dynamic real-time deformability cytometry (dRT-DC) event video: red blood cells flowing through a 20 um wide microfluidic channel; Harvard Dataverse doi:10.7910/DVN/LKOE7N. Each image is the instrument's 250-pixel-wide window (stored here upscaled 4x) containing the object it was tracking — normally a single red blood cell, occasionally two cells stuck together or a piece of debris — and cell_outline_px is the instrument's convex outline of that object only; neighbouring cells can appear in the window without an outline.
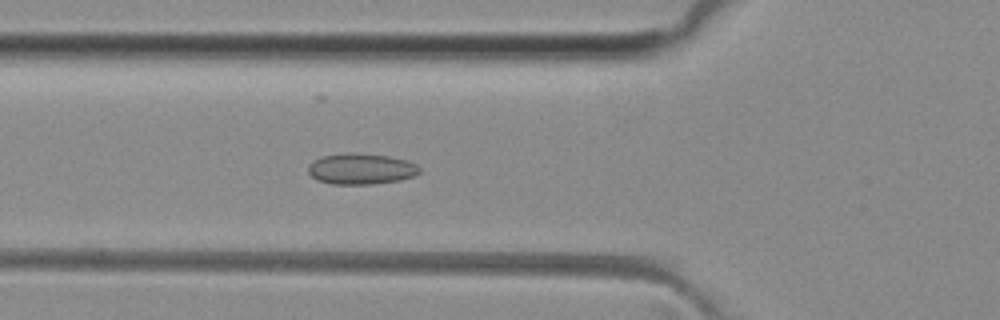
{"species": "common noctule bat (a hibernating species)", "species_latin": "Nyctalus noctula", "temperature_condition": "room temperature", "stored_images_in_passage": 36, "camera_frame_rate_fps": 3000, "um_per_image_px": 0.085, "animal": {"sex": "female", "body_mass_g": 29.2, "forearm_length_mm": 56.3}, "frame": {"image": 1, "passage_image": 4, "time_ms": 1.0, "image_size_px": [1000, 320], "cell_outline_px": [[420, 172], [412, 176], [400, 180], [372, 184], [332, 184], [316, 180], [308, 172], [308, 164], [312, 160], [320, 156], [344, 152], [352, 152], [388, 156], [408, 160], [416, 164], [420, 168]], "centroid_in_image_um": [30.65, 14.34], "position_along_channel_um": 95.2, "area_um2": 20.35}}
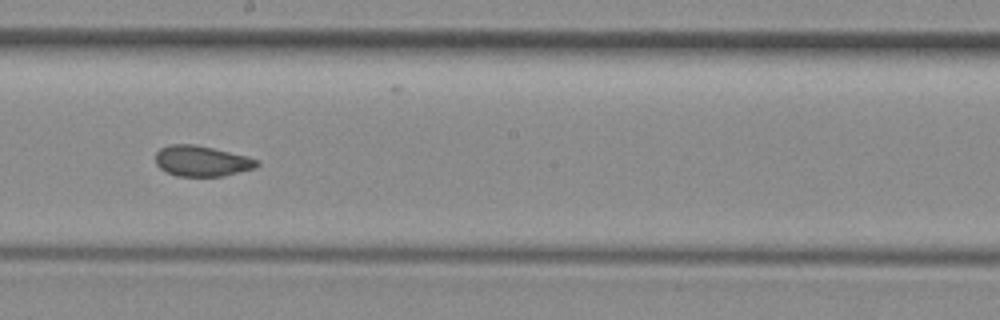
{"frame": {"image": 2, "passage_image": 14, "time_ms": 4.333, "image_size_px": [1000, 320], "cell_outline_px": [[260, 164], [256, 168], [224, 176], [176, 176], [160, 168], [156, 164], [156, 152], [160, 148], [172, 144], [192, 144], [212, 148], [248, 156], [260, 160]], "centroid_in_image_um": [17.18, 13.69], "position_along_channel_um": 231.0, "area_um2": 18.15}}
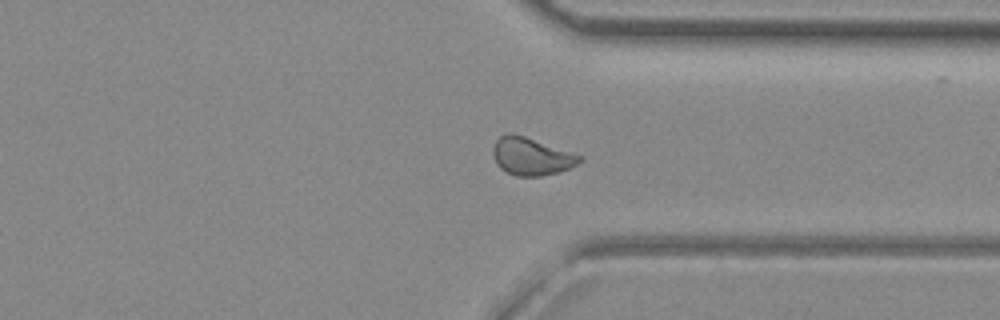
{"frame": {"image": 3, "passage_image": 24, "time_ms": 7.667, "image_size_px": [1000, 320], "cell_outline_px": [[584, 160], [560, 172], [540, 176], [516, 176], [500, 168], [496, 164], [492, 152], [492, 148], [496, 140], [504, 132], [508, 132], [524, 136], [584, 156]], "centroid_in_image_um": [45.15, 13.28], "position_along_channel_um": 366.2, "area_um2": 19.07}, "authors_computed_cell_mechanics": {"area_um2": 18.5249, "velocity_mm_per_s": 4.0797, "shape_relaxation_time_tau1_ms": null, "shape_relaxation_time_tau2_ms": 0.9192, "deformation_change_tau1": null, "deformation_change_tau2": 0.0578}}